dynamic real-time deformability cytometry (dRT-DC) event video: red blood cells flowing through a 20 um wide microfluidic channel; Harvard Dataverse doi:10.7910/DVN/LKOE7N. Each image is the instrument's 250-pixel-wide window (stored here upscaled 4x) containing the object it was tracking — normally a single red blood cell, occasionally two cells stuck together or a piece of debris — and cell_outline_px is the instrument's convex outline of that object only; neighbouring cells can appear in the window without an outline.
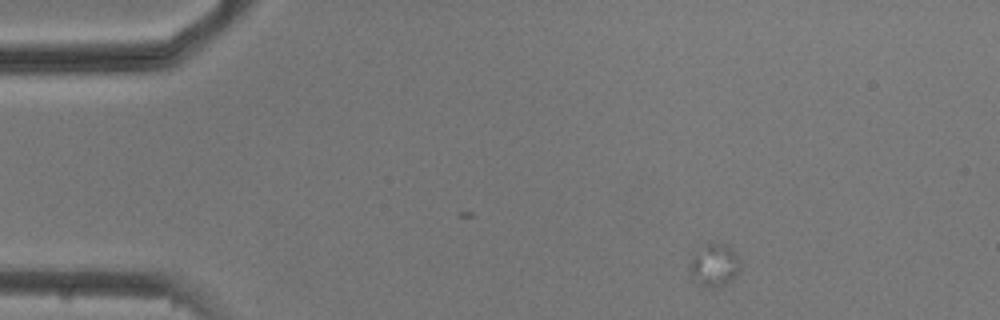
{"species": "common noctule bat (a hibernating species)", "species_latin": "Nyctalus noctula", "temperature_condition": "cold", "stored_images_in_passage": 5, "camera_frame_rate_fps": 3000, "um_per_image_px": 0.085, "animal": {"sex": "male", "body_mass_g": 20.5, "forearm_length_mm": 52.5}, "frame": {"image": 1, "passage_image": 1, "time_ms": 0.0, "image_size_px": [1000, 320], "cell_outline_px": [[740, 272], [732, 280], [724, 284], [712, 288], [700, 284], [692, 280], [688, 264], [704, 244], [708, 240], [720, 240], [728, 244], [732, 248], [740, 260]], "centroid_in_image_um": [60.74, 22.47], "position_along_channel_um": 24.3, "area_um2": 13.06}}
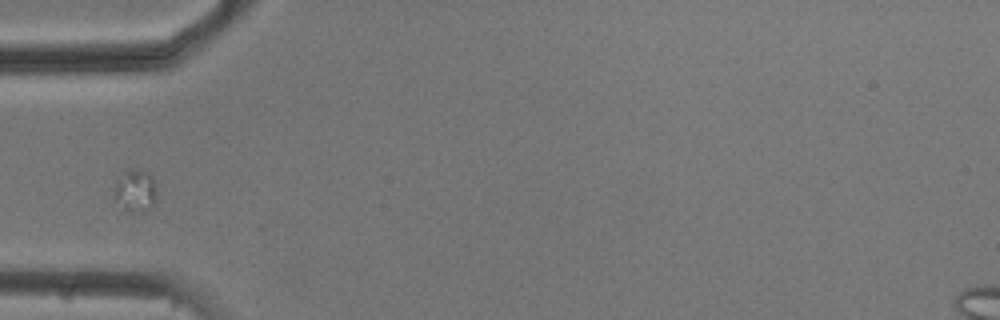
{"frame": {"image": 2, "passage_image": 4, "time_ms": 3.333, "image_size_px": [1000, 320], "cell_outline_px": [[156, 196], [152, 204], [148, 208], [140, 212], [128, 212], [112, 196], [112, 192], [116, 180], [128, 168], [132, 168], [144, 172], [152, 176], [156, 188]], "centroid_in_image_um": [11.45, 16.19], "position_along_channel_um": 73.5, "area_um2": 10.46}}